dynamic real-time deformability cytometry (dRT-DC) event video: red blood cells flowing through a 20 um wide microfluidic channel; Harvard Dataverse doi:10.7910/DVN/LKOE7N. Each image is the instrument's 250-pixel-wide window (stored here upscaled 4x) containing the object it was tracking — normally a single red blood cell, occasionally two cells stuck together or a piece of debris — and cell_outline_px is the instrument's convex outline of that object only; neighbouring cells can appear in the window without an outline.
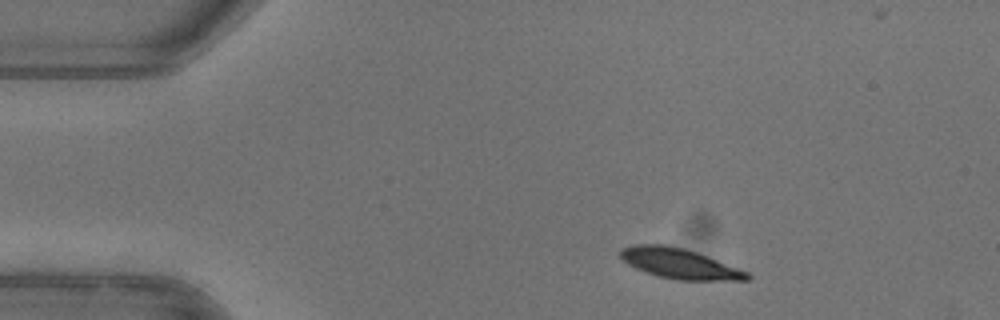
{"species": "common noctule bat (a hibernating species)", "species_latin": "Nyctalus noctula", "temperature_condition": "warm", "stored_images_in_passage": 44, "camera_frame_rate_fps": 3000, "um_per_image_px": 0.085, "animal": {"sex": "female"}, "frame": {"image": 1, "passage_image": 1, "time_ms": 0.0, "image_size_px": [1000, 320], "cell_outline_px": [[752, 276], [748, 280], [676, 280], [644, 272], [628, 264], [620, 256], [620, 248], [636, 244], [668, 244], [684, 248], [708, 256], [748, 272]], "centroid_in_image_um": [57.75, 22.39], "position_along_channel_um": 27.2, "area_um2": 22.31}}
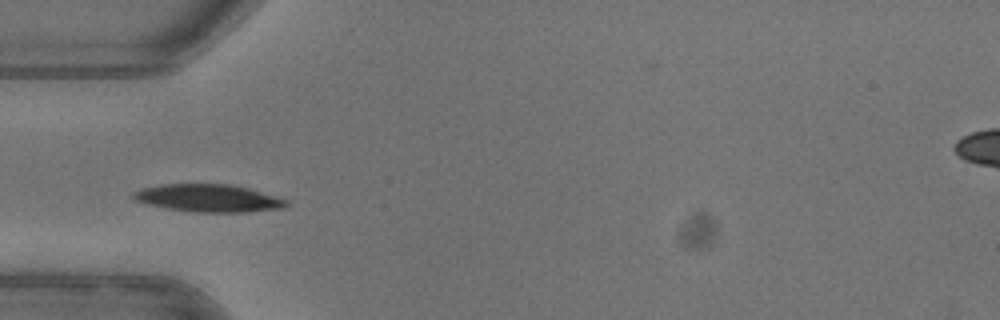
{"frame": {"image": 2, "passage_image": 9, "time_ms": 2.667, "image_size_px": [1000, 320], "cell_outline_px": [[288, 204], [284, 208], [248, 212], [196, 212], [168, 208], [144, 204], [136, 200], [132, 196], [132, 192], [140, 188], [160, 184], [228, 184], [248, 188], [276, 196], [288, 200]], "centroid_in_image_um": [17.7, 16.84], "position_along_channel_um": 67.3, "area_um2": 24.68}, "authors_computed_cell_mechanics": {"area_um2": 23.3223, "velocity_mm_per_s": 3.9365, "shape_relaxation_time_tau1_ms": 2.7801, "shape_relaxation_time_tau2_ms": null, "deformation_change_tau1": 0.1263, "deformation_change_tau2": null}}